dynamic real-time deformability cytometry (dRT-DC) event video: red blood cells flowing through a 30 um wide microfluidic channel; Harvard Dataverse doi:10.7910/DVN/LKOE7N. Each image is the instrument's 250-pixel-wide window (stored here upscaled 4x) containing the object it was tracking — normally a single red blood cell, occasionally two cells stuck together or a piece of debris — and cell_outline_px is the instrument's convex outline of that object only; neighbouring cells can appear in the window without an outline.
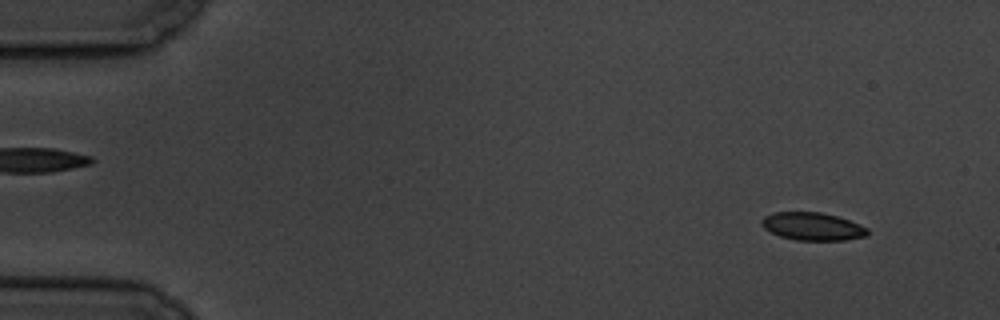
{"species": "common noctule bat (a hibernating species)", "species_latin": "Nyctalus noctula", "temperature_condition": "cold", "stored_images_in_passage": 6, "camera_frame_rate_fps": 3000, "um_per_image_px": 0.085, "animal": {"sex": "male", "body_mass_g": 19.5, "forearm_length_mm": 54.6}, "frame": {"image": 1, "passage_image": 1, "time_ms": 0.0, "image_size_px": [1000, 320], "cell_outline_px": [[868, 236], [844, 240], [796, 240], [780, 236], [764, 228], [760, 224], [760, 220], [764, 216], [772, 212], [820, 212], [836, 216], [860, 224], [868, 228]], "centroid_in_image_um": [69.05, 19.24], "position_along_channel_um": 15.9, "area_um2": 17.22}}
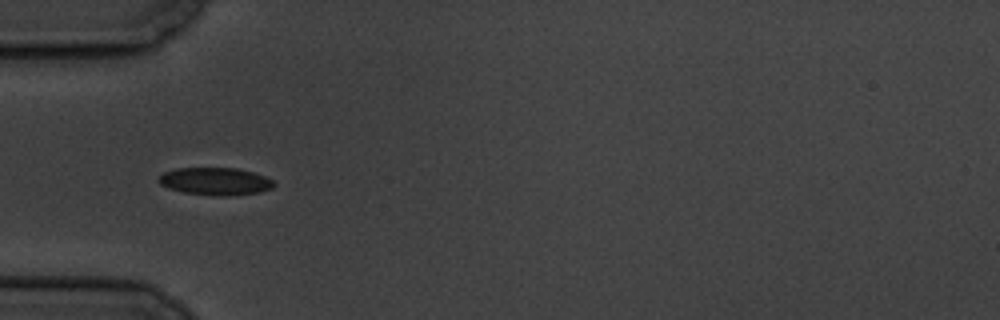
{"frame": {"image": 2, "passage_image": 5, "time_ms": 4.667, "image_size_px": [1000, 320], "cell_outline_px": [[276, 184], [272, 188], [260, 192], [228, 196], [216, 196], [184, 192], [168, 188], [160, 184], [156, 180], [164, 172], [176, 168], [236, 168], [252, 172], [264, 176], [272, 180]], "centroid_in_image_um": [18.29, 15.41], "position_along_channel_um": 66.7, "area_um2": 18.5}}
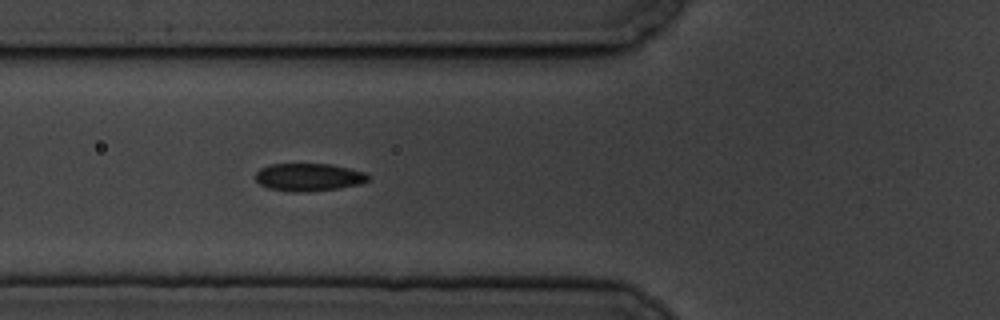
{"frame": {"image": 3, "passage_image": 6, "time_ms": 5.667, "image_size_px": [1000, 320], "cell_outline_px": [[368, 180], [360, 184], [340, 188], [308, 192], [292, 192], [268, 188], [260, 184], [256, 180], [256, 172], [260, 168], [272, 164], [332, 164], [364, 172], [368, 176]], "centroid_in_image_um": [26.22, 15.06], "position_along_channel_um": 99.6, "area_um2": 18.21}}